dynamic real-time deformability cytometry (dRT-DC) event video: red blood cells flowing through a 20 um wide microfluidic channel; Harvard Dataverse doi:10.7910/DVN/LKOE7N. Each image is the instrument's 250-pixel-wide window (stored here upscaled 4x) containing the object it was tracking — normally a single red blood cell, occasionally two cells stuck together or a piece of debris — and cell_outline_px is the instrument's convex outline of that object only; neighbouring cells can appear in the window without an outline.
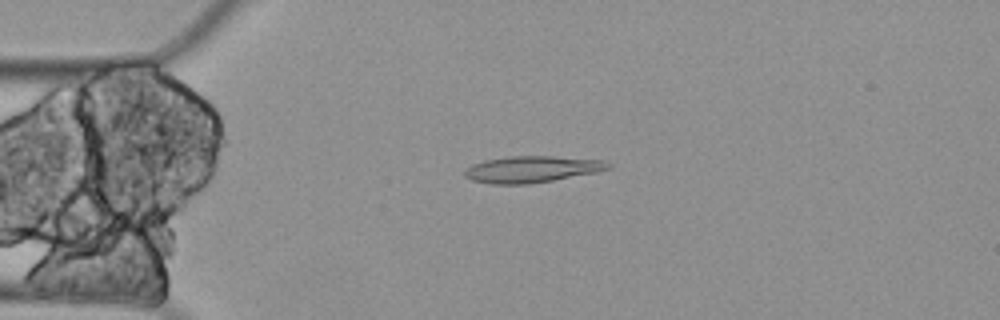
{"species": "Egyptian fruit bat (a non-hibernating species)", "species_latin": "Rousettus aegyptiacus", "temperature_condition": "cold", "stored_images_in_passage": 8, "camera_frame_rate_fps": 3000, "um_per_image_px": 0.085, "animal": {"sex": "female"}, "frame": {"image": 1, "passage_image": 4, "time_ms": 1.0, "image_size_px": [1000, 320], "cell_outline_px": [[612, 168], [596, 172], [552, 180], [528, 184], [492, 184], [472, 180], [464, 176], [464, 168], [472, 164], [484, 160], [508, 156], [552, 156], [604, 160], [612, 164]], "centroid_in_image_um": [45.19, 14.38], "position_along_channel_um": 39.8, "area_um2": 22.25}}
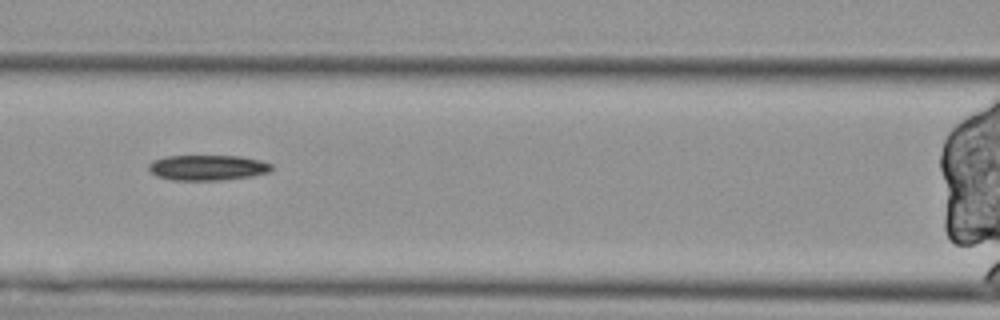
{"frame": {"image": 2, "passage_image": 7, "time_ms": 2.0, "image_size_px": [1000, 320], "cell_outline_px": [[272, 168], [268, 172], [252, 176], [224, 180], [172, 180], [156, 176], [148, 168], [148, 164], [152, 160], [164, 156], [240, 156], [260, 160], [272, 164]], "centroid_in_image_um": [17.62, 14.25], "position_along_channel_um": 149.0, "area_um2": 18.26}}
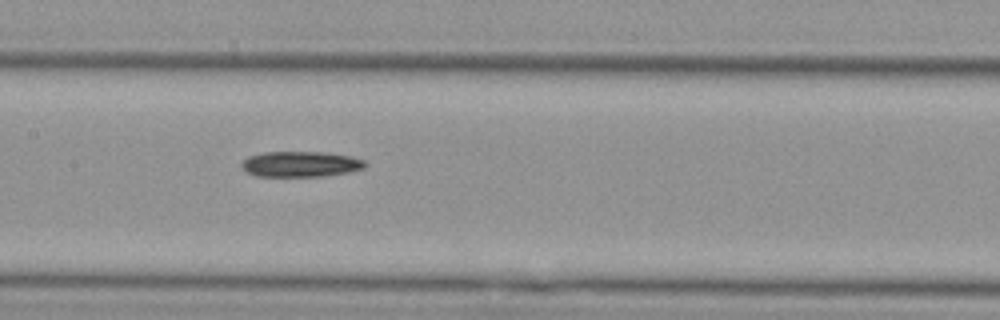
{"frame": {"image": 3, "passage_image": 8, "time_ms": 2.333, "image_size_px": [1000, 320], "cell_outline_px": [[368, 164], [364, 168], [348, 172], [324, 176], [256, 176], [248, 172], [240, 164], [248, 156], [264, 152], [324, 152], [352, 156], [364, 160]], "centroid_in_image_um": [25.58, 13.94], "position_along_channel_um": 181.8, "area_um2": 18.38}}